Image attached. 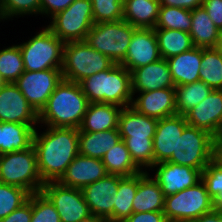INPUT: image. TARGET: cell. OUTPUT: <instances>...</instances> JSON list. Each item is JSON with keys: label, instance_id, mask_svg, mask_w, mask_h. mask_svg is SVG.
Listing matches in <instances>:
<instances>
[{"label": "cell", "instance_id": "47", "mask_svg": "<svg viewBox=\"0 0 222 222\" xmlns=\"http://www.w3.org/2000/svg\"><path fill=\"white\" fill-rule=\"evenodd\" d=\"M192 222H222V211L213 209L194 219Z\"/></svg>", "mask_w": 222, "mask_h": 222}, {"label": "cell", "instance_id": "41", "mask_svg": "<svg viewBox=\"0 0 222 222\" xmlns=\"http://www.w3.org/2000/svg\"><path fill=\"white\" fill-rule=\"evenodd\" d=\"M201 180L210 197L215 200L222 192V166L213 159L201 172Z\"/></svg>", "mask_w": 222, "mask_h": 222}, {"label": "cell", "instance_id": "12", "mask_svg": "<svg viewBox=\"0 0 222 222\" xmlns=\"http://www.w3.org/2000/svg\"><path fill=\"white\" fill-rule=\"evenodd\" d=\"M62 68L44 71H24L15 84L28 103L39 114L46 106L48 98L62 81Z\"/></svg>", "mask_w": 222, "mask_h": 222}, {"label": "cell", "instance_id": "3", "mask_svg": "<svg viewBox=\"0 0 222 222\" xmlns=\"http://www.w3.org/2000/svg\"><path fill=\"white\" fill-rule=\"evenodd\" d=\"M158 119L139 113L133 107H124L119 115L118 129L129 150L131 159L141 170L154 166L153 138Z\"/></svg>", "mask_w": 222, "mask_h": 222}, {"label": "cell", "instance_id": "37", "mask_svg": "<svg viewBox=\"0 0 222 222\" xmlns=\"http://www.w3.org/2000/svg\"><path fill=\"white\" fill-rule=\"evenodd\" d=\"M30 193L18 186L0 183V220L29 199Z\"/></svg>", "mask_w": 222, "mask_h": 222}, {"label": "cell", "instance_id": "30", "mask_svg": "<svg viewBox=\"0 0 222 222\" xmlns=\"http://www.w3.org/2000/svg\"><path fill=\"white\" fill-rule=\"evenodd\" d=\"M101 160L108 174L129 177L142 172L131 159L123 139L109 149Z\"/></svg>", "mask_w": 222, "mask_h": 222}, {"label": "cell", "instance_id": "14", "mask_svg": "<svg viewBox=\"0 0 222 222\" xmlns=\"http://www.w3.org/2000/svg\"><path fill=\"white\" fill-rule=\"evenodd\" d=\"M0 122L39 125V114L15 83H5L0 87Z\"/></svg>", "mask_w": 222, "mask_h": 222}, {"label": "cell", "instance_id": "27", "mask_svg": "<svg viewBox=\"0 0 222 222\" xmlns=\"http://www.w3.org/2000/svg\"><path fill=\"white\" fill-rule=\"evenodd\" d=\"M121 140L118 128L100 132H79V154L102 159L109 149Z\"/></svg>", "mask_w": 222, "mask_h": 222}, {"label": "cell", "instance_id": "6", "mask_svg": "<svg viewBox=\"0 0 222 222\" xmlns=\"http://www.w3.org/2000/svg\"><path fill=\"white\" fill-rule=\"evenodd\" d=\"M114 64L86 41L68 42L64 45L62 78L80 83L93 74L110 69Z\"/></svg>", "mask_w": 222, "mask_h": 222}, {"label": "cell", "instance_id": "8", "mask_svg": "<svg viewBox=\"0 0 222 222\" xmlns=\"http://www.w3.org/2000/svg\"><path fill=\"white\" fill-rule=\"evenodd\" d=\"M136 29L123 19L117 22H100L92 26L85 41L94 50L106 55L114 63L120 64L126 56Z\"/></svg>", "mask_w": 222, "mask_h": 222}, {"label": "cell", "instance_id": "48", "mask_svg": "<svg viewBox=\"0 0 222 222\" xmlns=\"http://www.w3.org/2000/svg\"><path fill=\"white\" fill-rule=\"evenodd\" d=\"M214 160L222 166V143H214Z\"/></svg>", "mask_w": 222, "mask_h": 222}, {"label": "cell", "instance_id": "20", "mask_svg": "<svg viewBox=\"0 0 222 222\" xmlns=\"http://www.w3.org/2000/svg\"><path fill=\"white\" fill-rule=\"evenodd\" d=\"M132 98L131 107L148 117L162 119L177 114L175 87L137 92Z\"/></svg>", "mask_w": 222, "mask_h": 222}, {"label": "cell", "instance_id": "15", "mask_svg": "<svg viewBox=\"0 0 222 222\" xmlns=\"http://www.w3.org/2000/svg\"><path fill=\"white\" fill-rule=\"evenodd\" d=\"M122 176L107 174L104 178L85 186L82 189L85 202L92 215L107 222H113L114 203L112 196L116 195Z\"/></svg>", "mask_w": 222, "mask_h": 222}, {"label": "cell", "instance_id": "34", "mask_svg": "<svg viewBox=\"0 0 222 222\" xmlns=\"http://www.w3.org/2000/svg\"><path fill=\"white\" fill-rule=\"evenodd\" d=\"M200 81L212 89L222 90V53L217 48H202Z\"/></svg>", "mask_w": 222, "mask_h": 222}, {"label": "cell", "instance_id": "39", "mask_svg": "<svg viewBox=\"0 0 222 222\" xmlns=\"http://www.w3.org/2000/svg\"><path fill=\"white\" fill-rule=\"evenodd\" d=\"M94 24L117 22L123 19V0H90Z\"/></svg>", "mask_w": 222, "mask_h": 222}, {"label": "cell", "instance_id": "53", "mask_svg": "<svg viewBox=\"0 0 222 222\" xmlns=\"http://www.w3.org/2000/svg\"><path fill=\"white\" fill-rule=\"evenodd\" d=\"M6 82L3 80V78L0 75V87H2Z\"/></svg>", "mask_w": 222, "mask_h": 222}, {"label": "cell", "instance_id": "43", "mask_svg": "<svg viewBox=\"0 0 222 222\" xmlns=\"http://www.w3.org/2000/svg\"><path fill=\"white\" fill-rule=\"evenodd\" d=\"M74 0H40V15L53 17L65 10Z\"/></svg>", "mask_w": 222, "mask_h": 222}, {"label": "cell", "instance_id": "29", "mask_svg": "<svg viewBox=\"0 0 222 222\" xmlns=\"http://www.w3.org/2000/svg\"><path fill=\"white\" fill-rule=\"evenodd\" d=\"M190 36L193 45L199 48H216L220 30L214 25L206 10L201 6L191 10Z\"/></svg>", "mask_w": 222, "mask_h": 222}, {"label": "cell", "instance_id": "45", "mask_svg": "<svg viewBox=\"0 0 222 222\" xmlns=\"http://www.w3.org/2000/svg\"><path fill=\"white\" fill-rule=\"evenodd\" d=\"M123 222H168L163 211L132 213Z\"/></svg>", "mask_w": 222, "mask_h": 222}, {"label": "cell", "instance_id": "51", "mask_svg": "<svg viewBox=\"0 0 222 222\" xmlns=\"http://www.w3.org/2000/svg\"><path fill=\"white\" fill-rule=\"evenodd\" d=\"M214 143H222V127H221L218 135L215 137Z\"/></svg>", "mask_w": 222, "mask_h": 222}, {"label": "cell", "instance_id": "35", "mask_svg": "<svg viewBox=\"0 0 222 222\" xmlns=\"http://www.w3.org/2000/svg\"><path fill=\"white\" fill-rule=\"evenodd\" d=\"M191 25V10L180 7L160 6L154 29H174L189 33Z\"/></svg>", "mask_w": 222, "mask_h": 222}, {"label": "cell", "instance_id": "50", "mask_svg": "<svg viewBox=\"0 0 222 222\" xmlns=\"http://www.w3.org/2000/svg\"><path fill=\"white\" fill-rule=\"evenodd\" d=\"M214 209L222 211V192L214 200Z\"/></svg>", "mask_w": 222, "mask_h": 222}, {"label": "cell", "instance_id": "16", "mask_svg": "<svg viewBox=\"0 0 222 222\" xmlns=\"http://www.w3.org/2000/svg\"><path fill=\"white\" fill-rule=\"evenodd\" d=\"M161 58L155 30L137 28L133 32L126 56L120 65L131 72Z\"/></svg>", "mask_w": 222, "mask_h": 222}, {"label": "cell", "instance_id": "22", "mask_svg": "<svg viewBox=\"0 0 222 222\" xmlns=\"http://www.w3.org/2000/svg\"><path fill=\"white\" fill-rule=\"evenodd\" d=\"M131 83L133 96H135L137 92L175 87L169 64L164 58L133 69L131 71Z\"/></svg>", "mask_w": 222, "mask_h": 222}, {"label": "cell", "instance_id": "46", "mask_svg": "<svg viewBox=\"0 0 222 222\" xmlns=\"http://www.w3.org/2000/svg\"><path fill=\"white\" fill-rule=\"evenodd\" d=\"M161 6L180 7L188 10H194L201 7L203 0H159Z\"/></svg>", "mask_w": 222, "mask_h": 222}, {"label": "cell", "instance_id": "28", "mask_svg": "<svg viewBox=\"0 0 222 222\" xmlns=\"http://www.w3.org/2000/svg\"><path fill=\"white\" fill-rule=\"evenodd\" d=\"M36 128L28 124L0 122V154L29 148Z\"/></svg>", "mask_w": 222, "mask_h": 222}, {"label": "cell", "instance_id": "26", "mask_svg": "<svg viewBox=\"0 0 222 222\" xmlns=\"http://www.w3.org/2000/svg\"><path fill=\"white\" fill-rule=\"evenodd\" d=\"M160 6L159 0H123V20L135 28L154 29Z\"/></svg>", "mask_w": 222, "mask_h": 222}, {"label": "cell", "instance_id": "9", "mask_svg": "<svg viewBox=\"0 0 222 222\" xmlns=\"http://www.w3.org/2000/svg\"><path fill=\"white\" fill-rule=\"evenodd\" d=\"M214 139L209 132L187 125L178 137L176 151L167 162L190 166L202 172L214 159Z\"/></svg>", "mask_w": 222, "mask_h": 222}, {"label": "cell", "instance_id": "7", "mask_svg": "<svg viewBox=\"0 0 222 222\" xmlns=\"http://www.w3.org/2000/svg\"><path fill=\"white\" fill-rule=\"evenodd\" d=\"M18 45L25 71L62 68L65 43L47 26L28 41Z\"/></svg>", "mask_w": 222, "mask_h": 222}, {"label": "cell", "instance_id": "18", "mask_svg": "<svg viewBox=\"0 0 222 222\" xmlns=\"http://www.w3.org/2000/svg\"><path fill=\"white\" fill-rule=\"evenodd\" d=\"M184 116L188 125L205 130L216 137L222 127V90L213 89Z\"/></svg>", "mask_w": 222, "mask_h": 222}, {"label": "cell", "instance_id": "40", "mask_svg": "<svg viewBox=\"0 0 222 222\" xmlns=\"http://www.w3.org/2000/svg\"><path fill=\"white\" fill-rule=\"evenodd\" d=\"M31 222H61L55 206L42 191L32 194Z\"/></svg>", "mask_w": 222, "mask_h": 222}, {"label": "cell", "instance_id": "4", "mask_svg": "<svg viewBox=\"0 0 222 222\" xmlns=\"http://www.w3.org/2000/svg\"><path fill=\"white\" fill-rule=\"evenodd\" d=\"M79 84L89 103H109L124 108L131 106L134 97L131 72L116 63L110 69L83 79Z\"/></svg>", "mask_w": 222, "mask_h": 222}, {"label": "cell", "instance_id": "38", "mask_svg": "<svg viewBox=\"0 0 222 222\" xmlns=\"http://www.w3.org/2000/svg\"><path fill=\"white\" fill-rule=\"evenodd\" d=\"M40 0H0V21L16 16L40 15Z\"/></svg>", "mask_w": 222, "mask_h": 222}, {"label": "cell", "instance_id": "25", "mask_svg": "<svg viewBox=\"0 0 222 222\" xmlns=\"http://www.w3.org/2000/svg\"><path fill=\"white\" fill-rule=\"evenodd\" d=\"M175 86L185 85L200 80L199 71L202 60V48L193 47L189 51L166 59Z\"/></svg>", "mask_w": 222, "mask_h": 222}, {"label": "cell", "instance_id": "36", "mask_svg": "<svg viewBox=\"0 0 222 222\" xmlns=\"http://www.w3.org/2000/svg\"><path fill=\"white\" fill-rule=\"evenodd\" d=\"M25 71L19 45L0 50V75L6 83H15Z\"/></svg>", "mask_w": 222, "mask_h": 222}, {"label": "cell", "instance_id": "49", "mask_svg": "<svg viewBox=\"0 0 222 222\" xmlns=\"http://www.w3.org/2000/svg\"><path fill=\"white\" fill-rule=\"evenodd\" d=\"M78 222H107V221L91 214L89 217L81 219Z\"/></svg>", "mask_w": 222, "mask_h": 222}, {"label": "cell", "instance_id": "33", "mask_svg": "<svg viewBox=\"0 0 222 222\" xmlns=\"http://www.w3.org/2000/svg\"><path fill=\"white\" fill-rule=\"evenodd\" d=\"M213 89L203 81L175 86V101L178 115H185L204 100Z\"/></svg>", "mask_w": 222, "mask_h": 222}, {"label": "cell", "instance_id": "11", "mask_svg": "<svg viewBox=\"0 0 222 222\" xmlns=\"http://www.w3.org/2000/svg\"><path fill=\"white\" fill-rule=\"evenodd\" d=\"M47 27L64 43L85 41L94 25L90 0H74L65 10L50 18Z\"/></svg>", "mask_w": 222, "mask_h": 222}, {"label": "cell", "instance_id": "32", "mask_svg": "<svg viewBox=\"0 0 222 222\" xmlns=\"http://www.w3.org/2000/svg\"><path fill=\"white\" fill-rule=\"evenodd\" d=\"M137 192V174L129 177H123L119 181L116 195L112 196L113 222H123L132 213V202Z\"/></svg>", "mask_w": 222, "mask_h": 222}, {"label": "cell", "instance_id": "21", "mask_svg": "<svg viewBox=\"0 0 222 222\" xmlns=\"http://www.w3.org/2000/svg\"><path fill=\"white\" fill-rule=\"evenodd\" d=\"M107 174L101 159L78 154L58 182L63 186L82 190Z\"/></svg>", "mask_w": 222, "mask_h": 222}, {"label": "cell", "instance_id": "24", "mask_svg": "<svg viewBox=\"0 0 222 222\" xmlns=\"http://www.w3.org/2000/svg\"><path fill=\"white\" fill-rule=\"evenodd\" d=\"M123 108L109 103H89L79 132H100L118 128L119 115Z\"/></svg>", "mask_w": 222, "mask_h": 222}, {"label": "cell", "instance_id": "23", "mask_svg": "<svg viewBox=\"0 0 222 222\" xmlns=\"http://www.w3.org/2000/svg\"><path fill=\"white\" fill-rule=\"evenodd\" d=\"M148 171L137 174V192L132 202L133 213L164 211L165 196L159 183Z\"/></svg>", "mask_w": 222, "mask_h": 222}, {"label": "cell", "instance_id": "19", "mask_svg": "<svg viewBox=\"0 0 222 222\" xmlns=\"http://www.w3.org/2000/svg\"><path fill=\"white\" fill-rule=\"evenodd\" d=\"M188 125L184 115L159 119L153 138L154 165L167 161L176 151L178 137Z\"/></svg>", "mask_w": 222, "mask_h": 222}, {"label": "cell", "instance_id": "1", "mask_svg": "<svg viewBox=\"0 0 222 222\" xmlns=\"http://www.w3.org/2000/svg\"><path fill=\"white\" fill-rule=\"evenodd\" d=\"M37 129L32 145L42 182H58L79 154V129L47 127L42 133Z\"/></svg>", "mask_w": 222, "mask_h": 222}, {"label": "cell", "instance_id": "5", "mask_svg": "<svg viewBox=\"0 0 222 222\" xmlns=\"http://www.w3.org/2000/svg\"><path fill=\"white\" fill-rule=\"evenodd\" d=\"M0 183L21 187L30 194L42 190L44 183L33 145L22 151L0 154Z\"/></svg>", "mask_w": 222, "mask_h": 222}, {"label": "cell", "instance_id": "44", "mask_svg": "<svg viewBox=\"0 0 222 222\" xmlns=\"http://www.w3.org/2000/svg\"><path fill=\"white\" fill-rule=\"evenodd\" d=\"M202 7L206 10L214 25L222 31V0H203Z\"/></svg>", "mask_w": 222, "mask_h": 222}, {"label": "cell", "instance_id": "31", "mask_svg": "<svg viewBox=\"0 0 222 222\" xmlns=\"http://www.w3.org/2000/svg\"><path fill=\"white\" fill-rule=\"evenodd\" d=\"M161 57L168 59L172 56L189 51L193 47L189 33L174 29H154Z\"/></svg>", "mask_w": 222, "mask_h": 222}, {"label": "cell", "instance_id": "10", "mask_svg": "<svg viewBox=\"0 0 222 222\" xmlns=\"http://www.w3.org/2000/svg\"><path fill=\"white\" fill-rule=\"evenodd\" d=\"M214 209V200L202 180L194 186L165 196L164 214L168 222H192Z\"/></svg>", "mask_w": 222, "mask_h": 222}, {"label": "cell", "instance_id": "2", "mask_svg": "<svg viewBox=\"0 0 222 222\" xmlns=\"http://www.w3.org/2000/svg\"><path fill=\"white\" fill-rule=\"evenodd\" d=\"M89 101L79 83L62 79L39 113V124L44 127L78 129L87 111Z\"/></svg>", "mask_w": 222, "mask_h": 222}, {"label": "cell", "instance_id": "52", "mask_svg": "<svg viewBox=\"0 0 222 222\" xmlns=\"http://www.w3.org/2000/svg\"><path fill=\"white\" fill-rule=\"evenodd\" d=\"M220 52H222V31L220 32L218 46L216 47Z\"/></svg>", "mask_w": 222, "mask_h": 222}, {"label": "cell", "instance_id": "17", "mask_svg": "<svg viewBox=\"0 0 222 222\" xmlns=\"http://www.w3.org/2000/svg\"><path fill=\"white\" fill-rule=\"evenodd\" d=\"M153 168L156 170L155 175H152V177L161 186L164 196L175 194L194 186L201 180V171L190 166L165 161L155 164Z\"/></svg>", "mask_w": 222, "mask_h": 222}, {"label": "cell", "instance_id": "13", "mask_svg": "<svg viewBox=\"0 0 222 222\" xmlns=\"http://www.w3.org/2000/svg\"><path fill=\"white\" fill-rule=\"evenodd\" d=\"M41 191L55 206L61 222H78L91 215L81 189L47 182Z\"/></svg>", "mask_w": 222, "mask_h": 222}, {"label": "cell", "instance_id": "42", "mask_svg": "<svg viewBox=\"0 0 222 222\" xmlns=\"http://www.w3.org/2000/svg\"><path fill=\"white\" fill-rule=\"evenodd\" d=\"M32 216V194L29 199L10 213L7 217L0 220V222H31Z\"/></svg>", "mask_w": 222, "mask_h": 222}]
</instances>
